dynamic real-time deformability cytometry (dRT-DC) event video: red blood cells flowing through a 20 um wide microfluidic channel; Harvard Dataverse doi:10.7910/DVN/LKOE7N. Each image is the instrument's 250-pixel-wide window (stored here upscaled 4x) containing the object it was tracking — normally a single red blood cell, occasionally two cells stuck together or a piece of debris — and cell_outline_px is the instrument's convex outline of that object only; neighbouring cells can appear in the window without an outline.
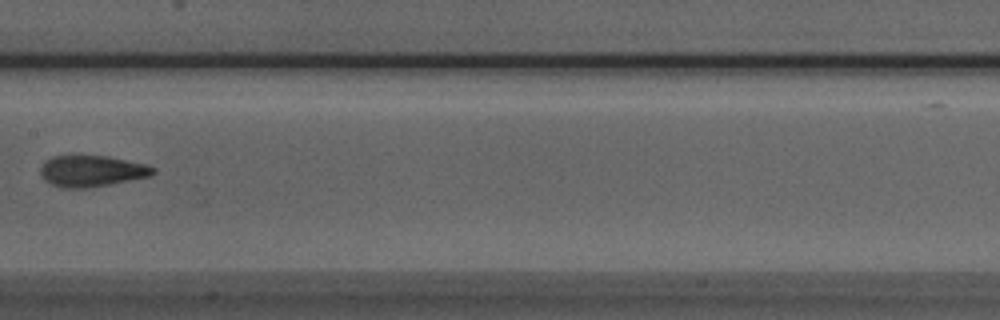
{"species": "Egyptian fruit bat (a non-hibernating species)", "species_latin": "Rousettus aegyptiacus", "temperature_condition": "room temperature", "stored_images_in_passage": 7, "camera_frame_rate_fps": 3000, "um_per_image_px": 0.085, "animal": {"sex": "male"}, "frame": {"image": 1, "passage_image": 7, "time_ms": 2.0, "image_size_px": [1000, 320], "cell_outline_px": [[156, 172], [152, 176], [88, 188], [60, 188], [44, 180], [40, 176], [40, 168], [44, 160], [52, 156], [108, 156], [144, 164], [156, 168]], "centroid_in_image_um": [7.77, 14.54], "position_along_channel_um": 199.6, "area_um2": 20.63}}